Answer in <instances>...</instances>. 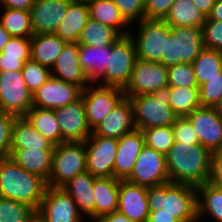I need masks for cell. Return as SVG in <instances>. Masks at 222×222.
Listing matches in <instances>:
<instances>
[{
  "mask_svg": "<svg viewBox=\"0 0 222 222\" xmlns=\"http://www.w3.org/2000/svg\"><path fill=\"white\" fill-rule=\"evenodd\" d=\"M2 12L1 24L11 37L31 38L34 35L30 11L4 8Z\"/></svg>",
  "mask_w": 222,
  "mask_h": 222,
  "instance_id": "37",
  "label": "cell"
},
{
  "mask_svg": "<svg viewBox=\"0 0 222 222\" xmlns=\"http://www.w3.org/2000/svg\"><path fill=\"white\" fill-rule=\"evenodd\" d=\"M147 198L150 212L163 209L179 222H198L195 186L169 181L147 187Z\"/></svg>",
  "mask_w": 222,
  "mask_h": 222,
  "instance_id": "3",
  "label": "cell"
},
{
  "mask_svg": "<svg viewBox=\"0 0 222 222\" xmlns=\"http://www.w3.org/2000/svg\"><path fill=\"white\" fill-rule=\"evenodd\" d=\"M199 102L202 107H222V77H213L199 86Z\"/></svg>",
  "mask_w": 222,
  "mask_h": 222,
  "instance_id": "43",
  "label": "cell"
},
{
  "mask_svg": "<svg viewBox=\"0 0 222 222\" xmlns=\"http://www.w3.org/2000/svg\"><path fill=\"white\" fill-rule=\"evenodd\" d=\"M198 87L213 77H222V52L204 48L192 63Z\"/></svg>",
  "mask_w": 222,
  "mask_h": 222,
  "instance_id": "36",
  "label": "cell"
},
{
  "mask_svg": "<svg viewBox=\"0 0 222 222\" xmlns=\"http://www.w3.org/2000/svg\"><path fill=\"white\" fill-rule=\"evenodd\" d=\"M11 35L3 28L1 21H0V52L2 51L3 47L8 43Z\"/></svg>",
  "mask_w": 222,
  "mask_h": 222,
  "instance_id": "56",
  "label": "cell"
},
{
  "mask_svg": "<svg viewBox=\"0 0 222 222\" xmlns=\"http://www.w3.org/2000/svg\"><path fill=\"white\" fill-rule=\"evenodd\" d=\"M208 17L216 21H222V0H216Z\"/></svg>",
  "mask_w": 222,
  "mask_h": 222,
  "instance_id": "55",
  "label": "cell"
},
{
  "mask_svg": "<svg viewBox=\"0 0 222 222\" xmlns=\"http://www.w3.org/2000/svg\"><path fill=\"white\" fill-rule=\"evenodd\" d=\"M89 19L88 2L72 0L55 34L66 43H77L82 29L87 25Z\"/></svg>",
  "mask_w": 222,
  "mask_h": 222,
  "instance_id": "23",
  "label": "cell"
},
{
  "mask_svg": "<svg viewBox=\"0 0 222 222\" xmlns=\"http://www.w3.org/2000/svg\"><path fill=\"white\" fill-rule=\"evenodd\" d=\"M170 87L199 88L192 63H180L167 68Z\"/></svg>",
  "mask_w": 222,
  "mask_h": 222,
  "instance_id": "42",
  "label": "cell"
},
{
  "mask_svg": "<svg viewBox=\"0 0 222 222\" xmlns=\"http://www.w3.org/2000/svg\"><path fill=\"white\" fill-rule=\"evenodd\" d=\"M197 189V221L208 214L215 222H222V188L206 182Z\"/></svg>",
  "mask_w": 222,
  "mask_h": 222,
  "instance_id": "30",
  "label": "cell"
},
{
  "mask_svg": "<svg viewBox=\"0 0 222 222\" xmlns=\"http://www.w3.org/2000/svg\"><path fill=\"white\" fill-rule=\"evenodd\" d=\"M136 129L172 126L177 116L170 106V86L166 85L152 94L128 97Z\"/></svg>",
  "mask_w": 222,
  "mask_h": 222,
  "instance_id": "4",
  "label": "cell"
},
{
  "mask_svg": "<svg viewBox=\"0 0 222 222\" xmlns=\"http://www.w3.org/2000/svg\"><path fill=\"white\" fill-rule=\"evenodd\" d=\"M175 142L190 145L200 144L191 123L186 117H177L172 125Z\"/></svg>",
  "mask_w": 222,
  "mask_h": 222,
  "instance_id": "47",
  "label": "cell"
},
{
  "mask_svg": "<svg viewBox=\"0 0 222 222\" xmlns=\"http://www.w3.org/2000/svg\"><path fill=\"white\" fill-rule=\"evenodd\" d=\"M144 145L143 133L138 129L118 139L113 170L114 178L125 180L130 175Z\"/></svg>",
  "mask_w": 222,
  "mask_h": 222,
  "instance_id": "20",
  "label": "cell"
},
{
  "mask_svg": "<svg viewBox=\"0 0 222 222\" xmlns=\"http://www.w3.org/2000/svg\"><path fill=\"white\" fill-rule=\"evenodd\" d=\"M168 85V72L160 62H149L136 59L130 80L123 89L125 97L141 94H152Z\"/></svg>",
  "mask_w": 222,
  "mask_h": 222,
  "instance_id": "11",
  "label": "cell"
},
{
  "mask_svg": "<svg viewBox=\"0 0 222 222\" xmlns=\"http://www.w3.org/2000/svg\"><path fill=\"white\" fill-rule=\"evenodd\" d=\"M53 150L40 148L10 149V157L26 171L38 175L48 182L52 169Z\"/></svg>",
  "mask_w": 222,
  "mask_h": 222,
  "instance_id": "24",
  "label": "cell"
},
{
  "mask_svg": "<svg viewBox=\"0 0 222 222\" xmlns=\"http://www.w3.org/2000/svg\"><path fill=\"white\" fill-rule=\"evenodd\" d=\"M170 106L177 117H186L200 107L199 88L170 87Z\"/></svg>",
  "mask_w": 222,
  "mask_h": 222,
  "instance_id": "38",
  "label": "cell"
},
{
  "mask_svg": "<svg viewBox=\"0 0 222 222\" xmlns=\"http://www.w3.org/2000/svg\"><path fill=\"white\" fill-rule=\"evenodd\" d=\"M29 222H45L38 213H36Z\"/></svg>",
  "mask_w": 222,
  "mask_h": 222,
  "instance_id": "57",
  "label": "cell"
},
{
  "mask_svg": "<svg viewBox=\"0 0 222 222\" xmlns=\"http://www.w3.org/2000/svg\"><path fill=\"white\" fill-rule=\"evenodd\" d=\"M71 1L35 0L30 10L34 35L55 33Z\"/></svg>",
  "mask_w": 222,
  "mask_h": 222,
  "instance_id": "17",
  "label": "cell"
},
{
  "mask_svg": "<svg viewBox=\"0 0 222 222\" xmlns=\"http://www.w3.org/2000/svg\"><path fill=\"white\" fill-rule=\"evenodd\" d=\"M87 171L85 141H67L55 145L52 169L47 185L62 188L76 175Z\"/></svg>",
  "mask_w": 222,
  "mask_h": 222,
  "instance_id": "5",
  "label": "cell"
},
{
  "mask_svg": "<svg viewBox=\"0 0 222 222\" xmlns=\"http://www.w3.org/2000/svg\"><path fill=\"white\" fill-rule=\"evenodd\" d=\"M137 25L139 28L136 30V36L129 32L135 44L137 58L161 63L165 40L171 32L170 26L164 20L147 19L142 20Z\"/></svg>",
  "mask_w": 222,
  "mask_h": 222,
  "instance_id": "7",
  "label": "cell"
},
{
  "mask_svg": "<svg viewBox=\"0 0 222 222\" xmlns=\"http://www.w3.org/2000/svg\"><path fill=\"white\" fill-rule=\"evenodd\" d=\"M55 145L38 133L24 117H16L12 126L11 149H54Z\"/></svg>",
  "mask_w": 222,
  "mask_h": 222,
  "instance_id": "28",
  "label": "cell"
},
{
  "mask_svg": "<svg viewBox=\"0 0 222 222\" xmlns=\"http://www.w3.org/2000/svg\"><path fill=\"white\" fill-rule=\"evenodd\" d=\"M50 70L51 76L65 82L75 83L82 89L90 84L80 66L78 43H66Z\"/></svg>",
  "mask_w": 222,
  "mask_h": 222,
  "instance_id": "21",
  "label": "cell"
},
{
  "mask_svg": "<svg viewBox=\"0 0 222 222\" xmlns=\"http://www.w3.org/2000/svg\"><path fill=\"white\" fill-rule=\"evenodd\" d=\"M110 55L111 46L79 45L80 66L90 84L97 83L105 75Z\"/></svg>",
  "mask_w": 222,
  "mask_h": 222,
  "instance_id": "25",
  "label": "cell"
},
{
  "mask_svg": "<svg viewBox=\"0 0 222 222\" xmlns=\"http://www.w3.org/2000/svg\"><path fill=\"white\" fill-rule=\"evenodd\" d=\"M161 63L167 68L184 63L182 59L179 58L178 38H175L172 32L168 34L165 40L164 54L161 56Z\"/></svg>",
  "mask_w": 222,
  "mask_h": 222,
  "instance_id": "49",
  "label": "cell"
},
{
  "mask_svg": "<svg viewBox=\"0 0 222 222\" xmlns=\"http://www.w3.org/2000/svg\"><path fill=\"white\" fill-rule=\"evenodd\" d=\"M81 97L86 113V120L91 131L118 105L125 97L122 88L114 86L98 87L93 84L82 90Z\"/></svg>",
  "mask_w": 222,
  "mask_h": 222,
  "instance_id": "9",
  "label": "cell"
},
{
  "mask_svg": "<svg viewBox=\"0 0 222 222\" xmlns=\"http://www.w3.org/2000/svg\"><path fill=\"white\" fill-rule=\"evenodd\" d=\"M175 38H178L179 58L184 63H193L204 49L202 29L197 27H170Z\"/></svg>",
  "mask_w": 222,
  "mask_h": 222,
  "instance_id": "33",
  "label": "cell"
},
{
  "mask_svg": "<svg viewBox=\"0 0 222 222\" xmlns=\"http://www.w3.org/2000/svg\"><path fill=\"white\" fill-rule=\"evenodd\" d=\"M211 154L212 152L201 144L175 142L165 155L170 181L195 187L208 182Z\"/></svg>",
  "mask_w": 222,
  "mask_h": 222,
  "instance_id": "1",
  "label": "cell"
},
{
  "mask_svg": "<svg viewBox=\"0 0 222 222\" xmlns=\"http://www.w3.org/2000/svg\"><path fill=\"white\" fill-rule=\"evenodd\" d=\"M194 5L202 11L206 17L211 13L216 0H192Z\"/></svg>",
  "mask_w": 222,
  "mask_h": 222,
  "instance_id": "54",
  "label": "cell"
},
{
  "mask_svg": "<svg viewBox=\"0 0 222 222\" xmlns=\"http://www.w3.org/2000/svg\"><path fill=\"white\" fill-rule=\"evenodd\" d=\"M118 211L135 222H147V187L119 179Z\"/></svg>",
  "mask_w": 222,
  "mask_h": 222,
  "instance_id": "18",
  "label": "cell"
},
{
  "mask_svg": "<svg viewBox=\"0 0 222 222\" xmlns=\"http://www.w3.org/2000/svg\"><path fill=\"white\" fill-rule=\"evenodd\" d=\"M31 59V39L11 37L0 52V72L21 71Z\"/></svg>",
  "mask_w": 222,
  "mask_h": 222,
  "instance_id": "29",
  "label": "cell"
},
{
  "mask_svg": "<svg viewBox=\"0 0 222 222\" xmlns=\"http://www.w3.org/2000/svg\"><path fill=\"white\" fill-rule=\"evenodd\" d=\"M45 222H83L74 199L63 189L47 186L37 211Z\"/></svg>",
  "mask_w": 222,
  "mask_h": 222,
  "instance_id": "13",
  "label": "cell"
},
{
  "mask_svg": "<svg viewBox=\"0 0 222 222\" xmlns=\"http://www.w3.org/2000/svg\"><path fill=\"white\" fill-rule=\"evenodd\" d=\"M32 107L33 95L25 84L22 72H0V111L22 117Z\"/></svg>",
  "mask_w": 222,
  "mask_h": 222,
  "instance_id": "8",
  "label": "cell"
},
{
  "mask_svg": "<svg viewBox=\"0 0 222 222\" xmlns=\"http://www.w3.org/2000/svg\"><path fill=\"white\" fill-rule=\"evenodd\" d=\"M186 118L202 146L211 152L222 149V110L220 108L200 106Z\"/></svg>",
  "mask_w": 222,
  "mask_h": 222,
  "instance_id": "12",
  "label": "cell"
},
{
  "mask_svg": "<svg viewBox=\"0 0 222 222\" xmlns=\"http://www.w3.org/2000/svg\"><path fill=\"white\" fill-rule=\"evenodd\" d=\"M210 184L222 188V149L213 151L211 154Z\"/></svg>",
  "mask_w": 222,
  "mask_h": 222,
  "instance_id": "50",
  "label": "cell"
},
{
  "mask_svg": "<svg viewBox=\"0 0 222 222\" xmlns=\"http://www.w3.org/2000/svg\"><path fill=\"white\" fill-rule=\"evenodd\" d=\"M88 5L91 19L112 27L122 36L129 35L132 31L129 30L130 25L121 16L113 0H89Z\"/></svg>",
  "mask_w": 222,
  "mask_h": 222,
  "instance_id": "32",
  "label": "cell"
},
{
  "mask_svg": "<svg viewBox=\"0 0 222 222\" xmlns=\"http://www.w3.org/2000/svg\"><path fill=\"white\" fill-rule=\"evenodd\" d=\"M122 35L112 27L89 19L82 29L78 44L94 47L112 46Z\"/></svg>",
  "mask_w": 222,
  "mask_h": 222,
  "instance_id": "35",
  "label": "cell"
},
{
  "mask_svg": "<svg viewBox=\"0 0 222 222\" xmlns=\"http://www.w3.org/2000/svg\"><path fill=\"white\" fill-rule=\"evenodd\" d=\"M47 182L32 174L11 157L0 160V196L26 203L38 211L47 188Z\"/></svg>",
  "mask_w": 222,
  "mask_h": 222,
  "instance_id": "2",
  "label": "cell"
},
{
  "mask_svg": "<svg viewBox=\"0 0 222 222\" xmlns=\"http://www.w3.org/2000/svg\"><path fill=\"white\" fill-rule=\"evenodd\" d=\"M94 177L88 171L76 175L62 188L74 199L79 213L91 218L89 222L95 220V200L93 192Z\"/></svg>",
  "mask_w": 222,
  "mask_h": 222,
  "instance_id": "22",
  "label": "cell"
},
{
  "mask_svg": "<svg viewBox=\"0 0 222 222\" xmlns=\"http://www.w3.org/2000/svg\"><path fill=\"white\" fill-rule=\"evenodd\" d=\"M35 0H0L2 8L22 9L30 11Z\"/></svg>",
  "mask_w": 222,
  "mask_h": 222,
  "instance_id": "51",
  "label": "cell"
},
{
  "mask_svg": "<svg viewBox=\"0 0 222 222\" xmlns=\"http://www.w3.org/2000/svg\"><path fill=\"white\" fill-rule=\"evenodd\" d=\"M126 181L145 186H157L170 181L166 156L144 145Z\"/></svg>",
  "mask_w": 222,
  "mask_h": 222,
  "instance_id": "10",
  "label": "cell"
},
{
  "mask_svg": "<svg viewBox=\"0 0 222 222\" xmlns=\"http://www.w3.org/2000/svg\"><path fill=\"white\" fill-rule=\"evenodd\" d=\"M16 115L0 111V160L10 157L12 126Z\"/></svg>",
  "mask_w": 222,
  "mask_h": 222,
  "instance_id": "46",
  "label": "cell"
},
{
  "mask_svg": "<svg viewBox=\"0 0 222 222\" xmlns=\"http://www.w3.org/2000/svg\"><path fill=\"white\" fill-rule=\"evenodd\" d=\"M35 130L54 145L62 143L61 128L54 110L32 107L24 116Z\"/></svg>",
  "mask_w": 222,
  "mask_h": 222,
  "instance_id": "34",
  "label": "cell"
},
{
  "mask_svg": "<svg viewBox=\"0 0 222 222\" xmlns=\"http://www.w3.org/2000/svg\"><path fill=\"white\" fill-rule=\"evenodd\" d=\"M201 29L204 48L222 52V21L207 16Z\"/></svg>",
  "mask_w": 222,
  "mask_h": 222,
  "instance_id": "44",
  "label": "cell"
},
{
  "mask_svg": "<svg viewBox=\"0 0 222 222\" xmlns=\"http://www.w3.org/2000/svg\"><path fill=\"white\" fill-rule=\"evenodd\" d=\"M147 222H179L174 216L163 212V209L151 211Z\"/></svg>",
  "mask_w": 222,
  "mask_h": 222,
  "instance_id": "52",
  "label": "cell"
},
{
  "mask_svg": "<svg viewBox=\"0 0 222 222\" xmlns=\"http://www.w3.org/2000/svg\"><path fill=\"white\" fill-rule=\"evenodd\" d=\"M93 222H135V221H132L126 215L117 210L110 214L99 217Z\"/></svg>",
  "mask_w": 222,
  "mask_h": 222,
  "instance_id": "53",
  "label": "cell"
},
{
  "mask_svg": "<svg viewBox=\"0 0 222 222\" xmlns=\"http://www.w3.org/2000/svg\"><path fill=\"white\" fill-rule=\"evenodd\" d=\"M176 0H145V19L164 20Z\"/></svg>",
  "mask_w": 222,
  "mask_h": 222,
  "instance_id": "48",
  "label": "cell"
},
{
  "mask_svg": "<svg viewBox=\"0 0 222 222\" xmlns=\"http://www.w3.org/2000/svg\"><path fill=\"white\" fill-rule=\"evenodd\" d=\"M113 2L129 25L145 19V0H113Z\"/></svg>",
  "mask_w": 222,
  "mask_h": 222,
  "instance_id": "45",
  "label": "cell"
},
{
  "mask_svg": "<svg viewBox=\"0 0 222 222\" xmlns=\"http://www.w3.org/2000/svg\"><path fill=\"white\" fill-rule=\"evenodd\" d=\"M36 213L26 203L0 196V222H29Z\"/></svg>",
  "mask_w": 222,
  "mask_h": 222,
  "instance_id": "39",
  "label": "cell"
},
{
  "mask_svg": "<svg viewBox=\"0 0 222 222\" xmlns=\"http://www.w3.org/2000/svg\"><path fill=\"white\" fill-rule=\"evenodd\" d=\"M82 88L51 76L34 94L33 107L57 109L73 103L81 97Z\"/></svg>",
  "mask_w": 222,
  "mask_h": 222,
  "instance_id": "15",
  "label": "cell"
},
{
  "mask_svg": "<svg viewBox=\"0 0 222 222\" xmlns=\"http://www.w3.org/2000/svg\"><path fill=\"white\" fill-rule=\"evenodd\" d=\"M54 112L61 128L62 142L86 141L92 134L86 120L82 97L73 103L54 109Z\"/></svg>",
  "mask_w": 222,
  "mask_h": 222,
  "instance_id": "16",
  "label": "cell"
},
{
  "mask_svg": "<svg viewBox=\"0 0 222 222\" xmlns=\"http://www.w3.org/2000/svg\"><path fill=\"white\" fill-rule=\"evenodd\" d=\"M118 139L90 135L85 141L87 171L94 177H113Z\"/></svg>",
  "mask_w": 222,
  "mask_h": 222,
  "instance_id": "14",
  "label": "cell"
},
{
  "mask_svg": "<svg viewBox=\"0 0 222 222\" xmlns=\"http://www.w3.org/2000/svg\"><path fill=\"white\" fill-rule=\"evenodd\" d=\"M141 131L144 136L145 145L164 155L167 154L175 143L172 126L152 127Z\"/></svg>",
  "mask_w": 222,
  "mask_h": 222,
  "instance_id": "40",
  "label": "cell"
},
{
  "mask_svg": "<svg viewBox=\"0 0 222 222\" xmlns=\"http://www.w3.org/2000/svg\"><path fill=\"white\" fill-rule=\"evenodd\" d=\"M136 59L133 39L130 35L122 36L111 46L105 75L97 83L124 89L130 80Z\"/></svg>",
  "mask_w": 222,
  "mask_h": 222,
  "instance_id": "6",
  "label": "cell"
},
{
  "mask_svg": "<svg viewBox=\"0 0 222 222\" xmlns=\"http://www.w3.org/2000/svg\"><path fill=\"white\" fill-rule=\"evenodd\" d=\"M25 84L32 95L51 77L50 68L32 59L27 60L21 70Z\"/></svg>",
  "mask_w": 222,
  "mask_h": 222,
  "instance_id": "41",
  "label": "cell"
},
{
  "mask_svg": "<svg viewBox=\"0 0 222 222\" xmlns=\"http://www.w3.org/2000/svg\"><path fill=\"white\" fill-rule=\"evenodd\" d=\"M31 59L52 68L66 42L57 34H35L31 38Z\"/></svg>",
  "mask_w": 222,
  "mask_h": 222,
  "instance_id": "27",
  "label": "cell"
},
{
  "mask_svg": "<svg viewBox=\"0 0 222 222\" xmlns=\"http://www.w3.org/2000/svg\"><path fill=\"white\" fill-rule=\"evenodd\" d=\"M164 21L170 27L202 28L206 15L194 5L192 0H176Z\"/></svg>",
  "mask_w": 222,
  "mask_h": 222,
  "instance_id": "31",
  "label": "cell"
},
{
  "mask_svg": "<svg viewBox=\"0 0 222 222\" xmlns=\"http://www.w3.org/2000/svg\"><path fill=\"white\" fill-rule=\"evenodd\" d=\"M135 129L131 102L128 97H124L92 130V135L119 139Z\"/></svg>",
  "mask_w": 222,
  "mask_h": 222,
  "instance_id": "19",
  "label": "cell"
},
{
  "mask_svg": "<svg viewBox=\"0 0 222 222\" xmlns=\"http://www.w3.org/2000/svg\"><path fill=\"white\" fill-rule=\"evenodd\" d=\"M95 220L118 210L119 179L96 177L93 183Z\"/></svg>",
  "mask_w": 222,
  "mask_h": 222,
  "instance_id": "26",
  "label": "cell"
}]
</instances>
